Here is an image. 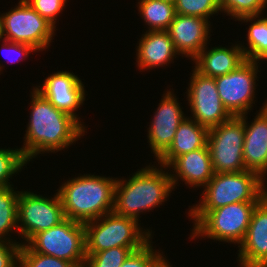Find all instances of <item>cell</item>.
I'll list each match as a JSON object with an SVG mask.
<instances>
[{
	"label": "cell",
	"instance_id": "obj_1",
	"mask_svg": "<svg viewBox=\"0 0 267 267\" xmlns=\"http://www.w3.org/2000/svg\"><path fill=\"white\" fill-rule=\"evenodd\" d=\"M30 121L21 149L26 161L40 152L63 150L85 132L81 122L57 109L35 88L32 93Z\"/></svg>",
	"mask_w": 267,
	"mask_h": 267
},
{
	"label": "cell",
	"instance_id": "obj_2",
	"mask_svg": "<svg viewBox=\"0 0 267 267\" xmlns=\"http://www.w3.org/2000/svg\"><path fill=\"white\" fill-rule=\"evenodd\" d=\"M116 179L88 174L62 184L58 194L65 218L86 223L113 212Z\"/></svg>",
	"mask_w": 267,
	"mask_h": 267
},
{
	"label": "cell",
	"instance_id": "obj_3",
	"mask_svg": "<svg viewBox=\"0 0 267 267\" xmlns=\"http://www.w3.org/2000/svg\"><path fill=\"white\" fill-rule=\"evenodd\" d=\"M145 167L127 182L116 180L113 212L138 221L139 213L165 202L174 189L171 174Z\"/></svg>",
	"mask_w": 267,
	"mask_h": 267
},
{
	"label": "cell",
	"instance_id": "obj_4",
	"mask_svg": "<svg viewBox=\"0 0 267 267\" xmlns=\"http://www.w3.org/2000/svg\"><path fill=\"white\" fill-rule=\"evenodd\" d=\"M264 180L250 170L215 173L205 186L201 202L189 211H211L237 202H260L267 195Z\"/></svg>",
	"mask_w": 267,
	"mask_h": 267
},
{
	"label": "cell",
	"instance_id": "obj_5",
	"mask_svg": "<svg viewBox=\"0 0 267 267\" xmlns=\"http://www.w3.org/2000/svg\"><path fill=\"white\" fill-rule=\"evenodd\" d=\"M259 202H237L211 211H189L195 221L192 238L210 239L240 244L247 232L255 206Z\"/></svg>",
	"mask_w": 267,
	"mask_h": 267
},
{
	"label": "cell",
	"instance_id": "obj_6",
	"mask_svg": "<svg viewBox=\"0 0 267 267\" xmlns=\"http://www.w3.org/2000/svg\"><path fill=\"white\" fill-rule=\"evenodd\" d=\"M102 217H105L102 219ZM84 223L86 253H96L115 247H143L151 233L142 232L138 221L114 212ZM101 220V223L98 222Z\"/></svg>",
	"mask_w": 267,
	"mask_h": 267
},
{
	"label": "cell",
	"instance_id": "obj_7",
	"mask_svg": "<svg viewBox=\"0 0 267 267\" xmlns=\"http://www.w3.org/2000/svg\"><path fill=\"white\" fill-rule=\"evenodd\" d=\"M31 251L67 260L76 267L86 263L84 223L65 218L48 230L35 234L26 245Z\"/></svg>",
	"mask_w": 267,
	"mask_h": 267
},
{
	"label": "cell",
	"instance_id": "obj_8",
	"mask_svg": "<svg viewBox=\"0 0 267 267\" xmlns=\"http://www.w3.org/2000/svg\"><path fill=\"white\" fill-rule=\"evenodd\" d=\"M244 115L232 116L209 129L207 146L215 173H236L246 170L243 161Z\"/></svg>",
	"mask_w": 267,
	"mask_h": 267
},
{
	"label": "cell",
	"instance_id": "obj_9",
	"mask_svg": "<svg viewBox=\"0 0 267 267\" xmlns=\"http://www.w3.org/2000/svg\"><path fill=\"white\" fill-rule=\"evenodd\" d=\"M3 39L26 44L37 50H44L50 44L55 27L41 17L26 1H20L16 8L2 14Z\"/></svg>",
	"mask_w": 267,
	"mask_h": 267
},
{
	"label": "cell",
	"instance_id": "obj_10",
	"mask_svg": "<svg viewBox=\"0 0 267 267\" xmlns=\"http://www.w3.org/2000/svg\"><path fill=\"white\" fill-rule=\"evenodd\" d=\"M65 219L58 193L45 198L32 192L21 191L18 197V229L27 242L37 233L48 230ZM19 223L21 225L19 226Z\"/></svg>",
	"mask_w": 267,
	"mask_h": 267
},
{
	"label": "cell",
	"instance_id": "obj_11",
	"mask_svg": "<svg viewBox=\"0 0 267 267\" xmlns=\"http://www.w3.org/2000/svg\"><path fill=\"white\" fill-rule=\"evenodd\" d=\"M257 61L246 60L236 70L215 78L223 106L232 116L247 114L253 103Z\"/></svg>",
	"mask_w": 267,
	"mask_h": 267
},
{
	"label": "cell",
	"instance_id": "obj_12",
	"mask_svg": "<svg viewBox=\"0 0 267 267\" xmlns=\"http://www.w3.org/2000/svg\"><path fill=\"white\" fill-rule=\"evenodd\" d=\"M188 89V101L194 120L210 129L229 120L232 115L223 106L215 78L193 70Z\"/></svg>",
	"mask_w": 267,
	"mask_h": 267
},
{
	"label": "cell",
	"instance_id": "obj_13",
	"mask_svg": "<svg viewBox=\"0 0 267 267\" xmlns=\"http://www.w3.org/2000/svg\"><path fill=\"white\" fill-rule=\"evenodd\" d=\"M164 95L148 130L150 147L157 160L168 150L178 126L185 118L174 94L167 91Z\"/></svg>",
	"mask_w": 267,
	"mask_h": 267
},
{
	"label": "cell",
	"instance_id": "obj_14",
	"mask_svg": "<svg viewBox=\"0 0 267 267\" xmlns=\"http://www.w3.org/2000/svg\"><path fill=\"white\" fill-rule=\"evenodd\" d=\"M35 89L47 98L57 109L71 115L78 122L75 110L84 101V86L81 80L71 72L60 71L45 79V82Z\"/></svg>",
	"mask_w": 267,
	"mask_h": 267
},
{
	"label": "cell",
	"instance_id": "obj_15",
	"mask_svg": "<svg viewBox=\"0 0 267 267\" xmlns=\"http://www.w3.org/2000/svg\"><path fill=\"white\" fill-rule=\"evenodd\" d=\"M209 26L204 18L176 14L166 31L179 55L194 59L207 45Z\"/></svg>",
	"mask_w": 267,
	"mask_h": 267
},
{
	"label": "cell",
	"instance_id": "obj_16",
	"mask_svg": "<svg viewBox=\"0 0 267 267\" xmlns=\"http://www.w3.org/2000/svg\"><path fill=\"white\" fill-rule=\"evenodd\" d=\"M244 114L243 161L246 170L258 173L262 178L267 172V102L251 125Z\"/></svg>",
	"mask_w": 267,
	"mask_h": 267
},
{
	"label": "cell",
	"instance_id": "obj_17",
	"mask_svg": "<svg viewBox=\"0 0 267 267\" xmlns=\"http://www.w3.org/2000/svg\"><path fill=\"white\" fill-rule=\"evenodd\" d=\"M239 247L241 267L267 261V195L255 206L246 235Z\"/></svg>",
	"mask_w": 267,
	"mask_h": 267
},
{
	"label": "cell",
	"instance_id": "obj_18",
	"mask_svg": "<svg viewBox=\"0 0 267 267\" xmlns=\"http://www.w3.org/2000/svg\"><path fill=\"white\" fill-rule=\"evenodd\" d=\"M170 166L174 168V171L176 170L175 173L177 174L176 177L171 174L173 187L177 184V177L192 187L206 186L215 174L207 145L178 156Z\"/></svg>",
	"mask_w": 267,
	"mask_h": 267
},
{
	"label": "cell",
	"instance_id": "obj_19",
	"mask_svg": "<svg viewBox=\"0 0 267 267\" xmlns=\"http://www.w3.org/2000/svg\"><path fill=\"white\" fill-rule=\"evenodd\" d=\"M242 46L233 48L213 47L206 51V47L193 59L195 69L202 75L216 78L236 70L246 61Z\"/></svg>",
	"mask_w": 267,
	"mask_h": 267
},
{
	"label": "cell",
	"instance_id": "obj_20",
	"mask_svg": "<svg viewBox=\"0 0 267 267\" xmlns=\"http://www.w3.org/2000/svg\"><path fill=\"white\" fill-rule=\"evenodd\" d=\"M137 49V63L140 69L163 66L173 60L176 54L179 55L166 30H148L141 37Z\"/></svg>",
	"mask_w": 267,
	"mask_h": 267
},
{
	"label": "cell",
	"instance_id": "obj_21",
	"mask_svg": "<svg viewBox=\"0 0 267 267\" xmlns=\"http://www.w3.org/2000/svg\"><path fill=\"white\" fill-rule=\"evenodd\" d=\"M209 129L189 118L178 126L174 140L168 150L158 159L165 169L180 155L203 148L207 145Z\"/></svg>",
	"mask_w": 267,
	"mask_h": 267
},
{
	"label": "cell",
	"instance_id": "obj_22",
	"mask_svg": "<svg viewBox=\"0 0 267 267\" xmlns=\"http://www.w3.org/2000/svg\"><path fill=\"white\" fill-rule=\"evenodd\" d=\"M139 13L150 31L167 30L176 15L174 3L163 0H141Z\"/></svg>",
	"mask_w": 267,
	"mask_h": 267
},
{
	"label": "cell",
	"instance_id": "obj_23",
	"mask_svg": "<svg viewBox=\"0 0 267 267\" xmlns=\"http://www.w3.org/2000/svg\"><path fill=\"white\" fill-rule=\"evenodd\" d=\"M19 193L11 186L0 188V239L7 240L4 236L12 229L18 228Z\"/></svg>",
	"mask_w": 267,
	"mask_h": 267
},
{
	"label": "cell",
	"instance_id": "obj_24",
	"mask_svg": "<svg viewBox=\"0 0 267 267\" xmlns=\"http://www.w3.org/2000/svg\"><path fill=\"white\" fill-rule=\"evenodd\" d=\"M247 36L249 49L242 47L246 60H267V18L252 23Z\"/></svg>",
	"mask_w": 267,
	"mask_h": 267
},
{
	"label": "cell",
	"instance_id": "obj_25",
	"mask_svg": "<svg viewBox=\"0 0 267 267\" xmlns=\"http://www.w3.org/2000/svg\"><path fill=\"white\" fill-rule=\"evenodd\" d=\"M266 4L267 0H220L222 12L246 22L256 19Z\"/></svg>",
	"mask_w": 267,
	"mask_h": 267
},
{
	"label": "cell",
	"instance_id": "obj_26",
	"mask_svg": "<svg viewBox=\"0 0 267 267\" xmlns=\"http://www.w3.org/2000/svg\"><path fill=\"white\" fill-rule=\"evenodd\" d=\"M141 247H115L96 253H86L84 267H121L132 251Z\"/></svg>",
	"mask_w": 267,
	"mask_h": 267
},
{
	"label": "cell",
	"instance_id": "obj_27",
	"mask_svg": "<svg viewBox=\"0 0 267 267\" xmlns=\"http://www.w3.org/2000/svg\"><path fill=\"white\" fill-rule=\"evenodd\" d=\"M174 6L176 14L197 16L206 20L221 11L220 0H176Z\"/></svg>",
	"mask_w": 267,
	"mask_h": 267
},
{
	"label": "cell",
	"instance_id": "obj_28",
	"mask_svg": "<svg viewBox=\"0 0 267 267\" xmlns=\"http://www.w3.org/2000/svg\"><path fill=\"white\" fill-rule=\"evenodd\" d=\"M27 164L21 149H0V188L9 187L8 182L13 174Z\"/></svg>",
	"mask_w": 267,
	"mask_h": 267
},
{
	"label": "cell",
	"instance_id": "obj_29",
	"mask_svg": "<svg viewBox=\"0 0 267 267\" xmlns=\"http://www.w3.org/2000/svg\"><path fill=\"white\" fill-rule=\"evenodd\" d=\"M18 263L20 264L19 267H76L67 260L33 252L24 243L20 250Z\"/></svg>",
	"mask_w": 267,
	"mask_h": 267
},
{
	"label": "cell",
	"instance_id": "obj_30",
	"mask_svg": "<svg viewBox=\"0 0 267 267\" xmlns=\"http://www.w3.org/2000/svg\"><path fill=\"white\" fill-rule=\"evenodd\" d=\"M165 258L154 252L149 241L138 250L132 251L121 267H157Z\"/></svg>",
	"mask_w": 267,
	"mask_h": 267
},
{
	"label": "cell",
	"instance_id": "obj_31",
	"mask_svg": "<svg viewBox=\"0 0 267 267\" xmlns=\"http://www.w3.org/2000/svg\"><path fill=\"white\" fill-rule=\"evenodd\" d=\"M67 0H26L43 18L55 27L57 15L63 10Z\"/></svg>",
	"mask_w": 267,
	"mask_h": 267
},
{
	"label": "cell",
	"instance_id": "obj_32",
	"mask_svg": "<svg viewBox=\"0 0 267 267\" xmlns=\"http://www.w3.org/2000/svg\"><path fill=\"white\" fill-rule=\"evenodd\" d=\"M7 241L0 239V267H17L22 244L13 243L9 239Z\"/></svg>",
	"mask_w": 267,
	"mask_h": 267
},
{
	"label": "cell",
	"instance_id": "obj_33",
	"mask_svg": "<svg viewBox=\"0 0 267 267\" xmlns=\"http://www.w3.org/2000/svg\"><path fill=\"white\" fill-rule=\"evenodd\" d=\"M6 43V44H5ZM5 47V48H4ZM8 47V48H7ZM2 49H8V51L10 52V50L12 51H16V54H22L21 56H25L27 57L28 54L30 53V51L34 52L36 51L32 46L30 45H26V44H21V43H16V42H11L8 40H4V44H3V48ZM10 49V50H9ZM9 56V55H8ZM12 58V57H10ZM13 59V58H12ZM15 59V58H14ZM16 60V59H15ZM14 60V61H15ZM19 59H17V61H19ZM9 61V60H8ZM12 61V60H11Z\"/></svg>",
	"mask_w": 267,
	"mask_h": 267
},
{
	"label": "cell",
	"instance_id": "obj_34",
	"mask_svg": "<svg viewBox=\"0 0 267 267\" xmlns=\"http://www.w3.org/2000/svg\"><path fill=\"white\" fill-rule=\"evenodd\" d=\"M249 267H267V261L258 262L250 265Z\"/></svg>",
	"mask_w": 267,
	"mask_h": 267
},
{
	"label": "cell",
	"instance_id": "obj_35",
	"mask_svg": "<svg viewBox=\"0 0 267 267\" xmlns=\"http://www.w3.org/2000/svg\"><path fill=\"white\" fill-rule=\"evenodd\" d=\"M169 262L164 259L157 267H171Z\"/></svg>",
	"mask_w": 267,
	"mask_h": 267
},
{
	"label": "cell",
	"instance_id": "obj_36",
	"mask_svg": "<svg viewBox=\"0 0 267 267\" xmlns=\"http://www.w3.org/2000/svg\"><path fill=\"white\" fill-rule=\"evenodd\" d=\"M3 38V31H2V21L0 17V39Z\"/></svg>",
	"mask_w": 267,
	"mask_h": 267
},
{
	"label": "cell",
	"instance_id": "obj_37",
	"mask_svg": "<svg viewBox=\"0 0 267 267\" xmlns=\"http://www.w3.org/2000/svg\"><path fill=\"white\" fill-rule=\"evenodd\" d=\"M163 1L174 3L176 0H163Z\"/></svg>",
	"mask_w": 267,
	"mask_h": 267
}]
</instances>
